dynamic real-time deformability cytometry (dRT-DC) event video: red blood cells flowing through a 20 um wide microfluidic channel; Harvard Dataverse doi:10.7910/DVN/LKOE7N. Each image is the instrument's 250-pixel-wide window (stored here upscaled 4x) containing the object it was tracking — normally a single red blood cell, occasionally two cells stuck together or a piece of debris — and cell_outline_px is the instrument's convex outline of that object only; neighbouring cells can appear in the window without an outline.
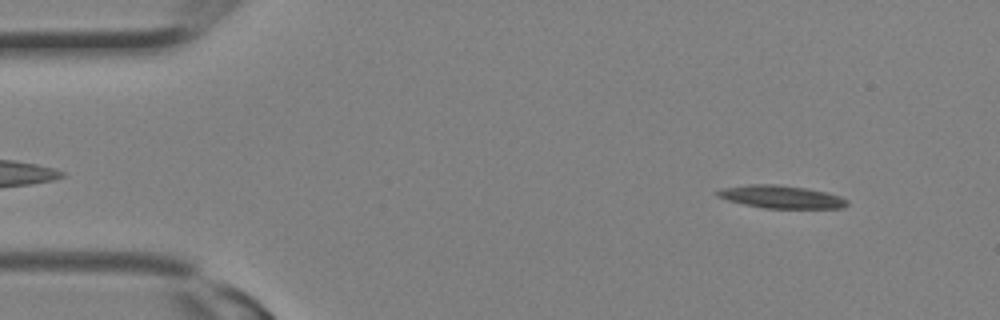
{"species": "Egyptian fruit bat (a non-hibernating species)", "species_latin": "Rousettus aegyptiacus", "temperature_condition": "room temperature", "stored_images_in_passage": 9, "camera_frame_rate_fps": 3000, "um_per_image_px": 0.085, "animal": {"sex": "female"}, "frame": {"image": 1, "passage_image": 3, "time_ms": 0.667, "image_size_px": [1000, 320], "cell_outline_px": [[848, 204], [844, 208], [764, 208], [744, 204], [728, 200], [716, 196], [716, 192], [724, 188], [748, 184], [776, 184], [808, 188], [828, 192], [840, 196], [848, 200]], "centroid_in_image_um": [66.44, 16.73], "position_along_channel_um": 18.6, "area_um2": 17.28}}